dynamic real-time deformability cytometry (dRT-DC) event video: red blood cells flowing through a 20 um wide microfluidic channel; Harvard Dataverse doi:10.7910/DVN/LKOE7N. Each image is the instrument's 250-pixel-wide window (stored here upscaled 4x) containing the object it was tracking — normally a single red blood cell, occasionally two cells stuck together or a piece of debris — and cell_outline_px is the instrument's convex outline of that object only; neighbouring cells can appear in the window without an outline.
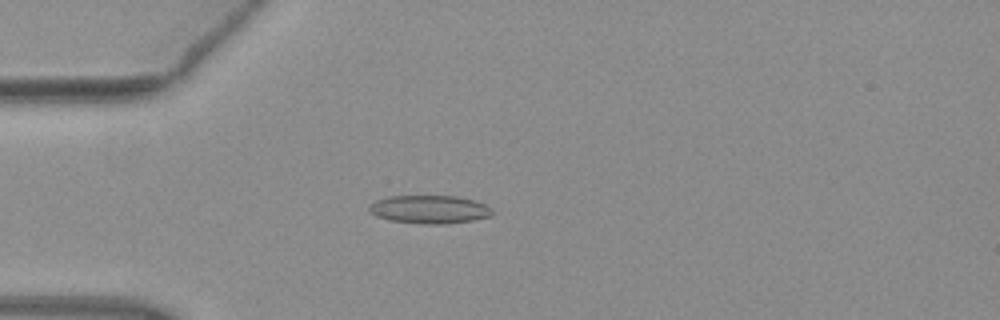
{"species": "common noctule bat (a hibernating species)", "species_latin": "Nyctalus noctula", "temperature_condition": "warm", "stored_images_in_passage": 4, "camera_frame_rate_fps": 3000, "um_per_image_px": 0.085, "animal": {"sex": "female", "body_mass_g": 19.3, "forearm_length_mm": 54.1}, "frame": {"image": 1, "passage_image": 4, "time_ms": 1.0, "image_size_px": [1000, 320], "cell_outline_px": [[496, 212], [492, 216], [472, 220], [444, 224], [424, 224], [392, 220], [376, 216], [368, 208], [368, 204], [376, 200], [388, 196], [456, 196], [476, 200], [492, 208]], "centroid_in_image_um": [36.55, 17.79], "position_along_channel_um": 48.4, "area_um2": 20.35}}